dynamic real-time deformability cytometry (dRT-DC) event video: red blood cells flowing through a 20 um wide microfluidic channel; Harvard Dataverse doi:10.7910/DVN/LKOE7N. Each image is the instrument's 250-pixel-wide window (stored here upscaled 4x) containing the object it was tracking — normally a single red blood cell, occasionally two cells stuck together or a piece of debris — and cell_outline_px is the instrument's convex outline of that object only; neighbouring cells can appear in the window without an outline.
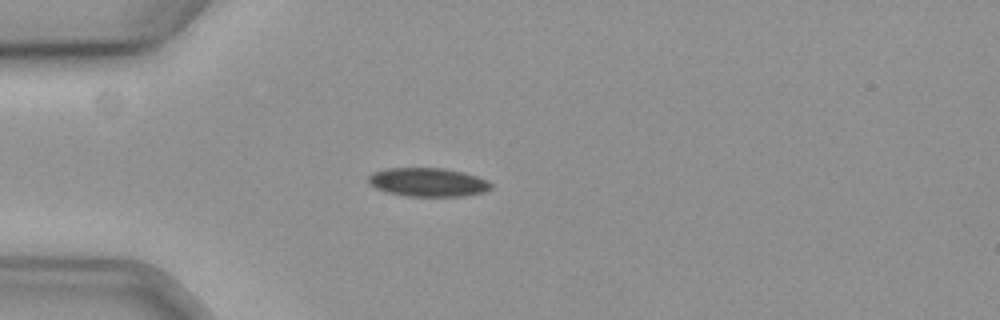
{"species": "common noctule bat (a hibernating species)", "species_latin": "Nyctalus noctula", "temperature_condition": "cold", "stored_images_in_passage": 43, "camera_frame_rate_fps": 3000, "um_per_image_px": 0.085, "animal": {"sex": "female", "body_mass_g": 19.3, "forearm_length_mm": 54.1}, "frame": {"image": 1, "passage_image": 1, "time_ms": 0.0, "image_size_px": [1000, 320], "cell_outline_px": [[492, 188], [484, 192], [464, 196], [408, 196], [388, 192], [376, 188], [368, 184], [368, 176], [372, 172], [384, 168], [444, 168], [464, 172], [488, 180], [492, 184]], "centroid_in_image_um": [36.37, 15.48], "position_along_channel_um": 48.6, "area_um2": 20.63}}
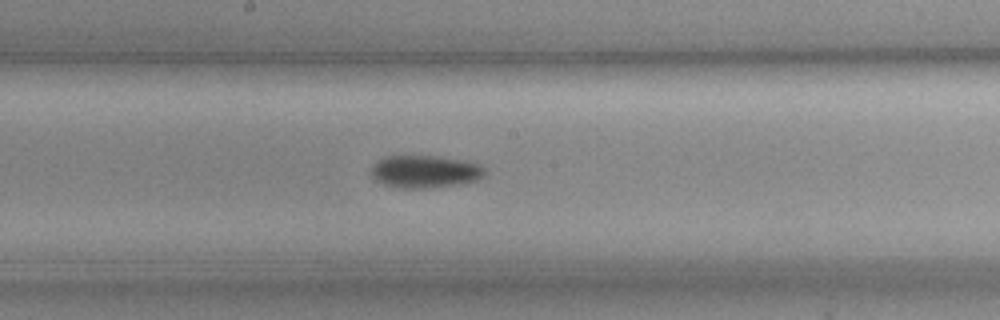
{"frame": {"image": 2, "passage_image": 16, "time_ms": 5.0, "image_size_px": [1000, 320], "cell_outline_px": [[484, 176], [476, 180], [460, 184], [424, 188], [400, 188], [384, 184], [372, 180], [368, 172], [372, 164], [376, 160], [384, 156], [436, 156], [464, 160], [480, 164], [484, 168]], "centroid_in_image_um": [36.03, 14.58], "position_along_channel_um": 212.2, "area_um2": 21.91}}
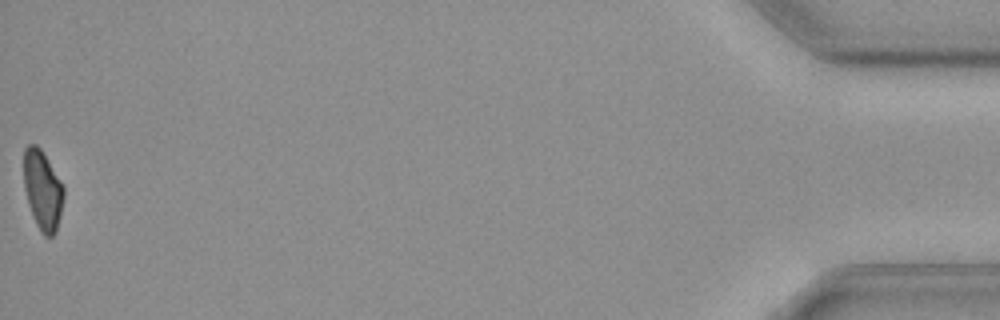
{"frame": {"image": 3, "passage_image": 43, "time_ms": 14.0, "image_size_px": [1000, 320], "cell_outline_px": [[64, 196], [56, 232], [52, 236], [44, 236], [40, 232], [36, 224], [28, 204], [24, 188], [24, 148], [28, 144], [36, 144], [40, 148], [60, 180], [64, 188]], "centroid_in_image_um": [3.61, 16.17], "position_along_channel_um": 431.6, "area_um2": 18.38}, "authors_computed_cell_mechanics": {"area_um2": 20.519, "velocity_mm_per_s": 3.6009, "shape_relaxation_time_tau1_ms": 8.9022, "shape_relaxation_time_tau2_ms": null, "deformation_change_tau1": 0.1359, "deformation_change_tau2": null}}